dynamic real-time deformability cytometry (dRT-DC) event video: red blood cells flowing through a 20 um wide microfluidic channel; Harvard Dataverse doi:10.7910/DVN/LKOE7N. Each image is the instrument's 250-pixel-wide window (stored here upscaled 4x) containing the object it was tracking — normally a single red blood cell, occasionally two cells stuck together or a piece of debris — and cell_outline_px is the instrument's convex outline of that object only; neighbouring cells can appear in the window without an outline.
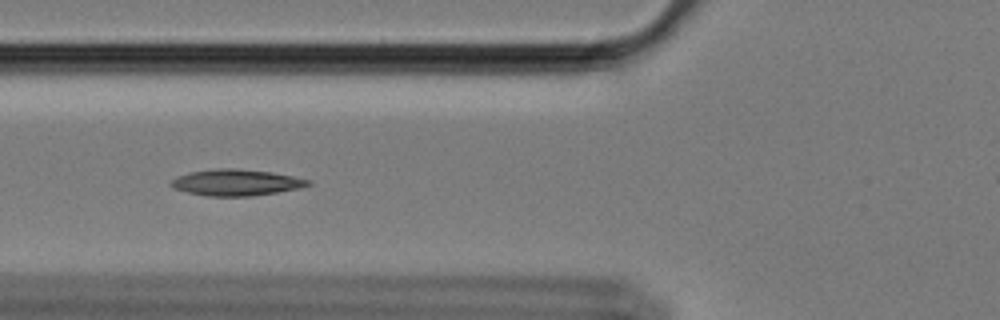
{"species": "Egyptian fruit bat (a non-hibernating species)", "species_latin": "Rousettus aegyptiacus", "temperature_condition": "cold", "stored_images_in_passage": 54, "camera_frame_rate_fps": 3000, "um_per_image_px": 0.085, "animal": {"sex": "female"}, "frame": {"image": 1, "passage_image": 17, "time_ms": 5.333, "image_size_px": [1000, 320], "cell_outline_px": [[312, 184], [300, 188], [252, 196], [208, 196], [188, 192], [176, 188], [168, 184], [172, 180], [180, 176], [192, 172], [216, 168], [232, 168], [272, 172], [312, 180]], "centroid_in_image_um": [20.13, 15.51], "position_along_channel_um": 105.7, "area_um2": 20.75}}
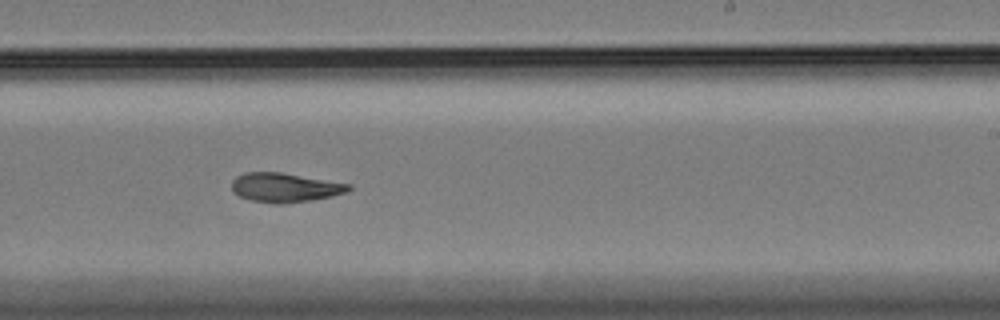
{"frame": {"image": 2, "passage_image": 31, "time_ms": 10.0, "image_size_px": [1000, 320], "cell_outline_px": [[352, 188], [348, 192], [332, 196], [312, 200], [284, 204], [276, 204], [252, 200], [240, 196], [232, 192], [232, 180], [236, 176], [244, 172], [280, 172], [352, 184]], "centroid_in_image_um": [24.23, 15.94], "position_along_channel_um": 264.8, "area_um2": 20.06}}
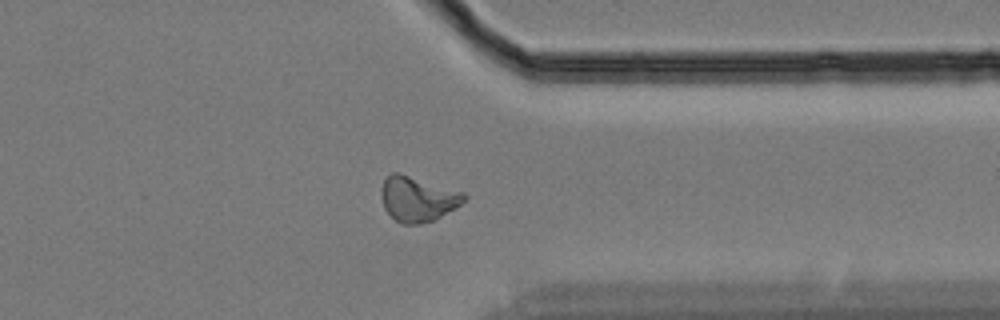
{"frame": {"image": 3, "passage_image": 41, "time_ms": 13.333, "image_size_px": [1000, 320], "cell_outline_px": [[468, 196], [456, 208], [432, 220], [420, 224], [404, 224], [396, 220], [384, 208], [380, 196], [380, 192], [384, 180], [392, 172], [396, 172], [464, 192]], "centroid_in_image_um": [35.49, 16.91], "position_along_channel_um": 375.9, "area_um2": 21.44}, "authors_computed_cell_mechanics": {"area_um2": 20.23, "velocity_mm_per_s": 3.4077, "shape_relaxation_time_tau1_ms": null, "shape_relaxation_time_tau2_ms": 6.8379, "deformation_change_tau1": null, "deformation_change_tau2": 0.1315}}